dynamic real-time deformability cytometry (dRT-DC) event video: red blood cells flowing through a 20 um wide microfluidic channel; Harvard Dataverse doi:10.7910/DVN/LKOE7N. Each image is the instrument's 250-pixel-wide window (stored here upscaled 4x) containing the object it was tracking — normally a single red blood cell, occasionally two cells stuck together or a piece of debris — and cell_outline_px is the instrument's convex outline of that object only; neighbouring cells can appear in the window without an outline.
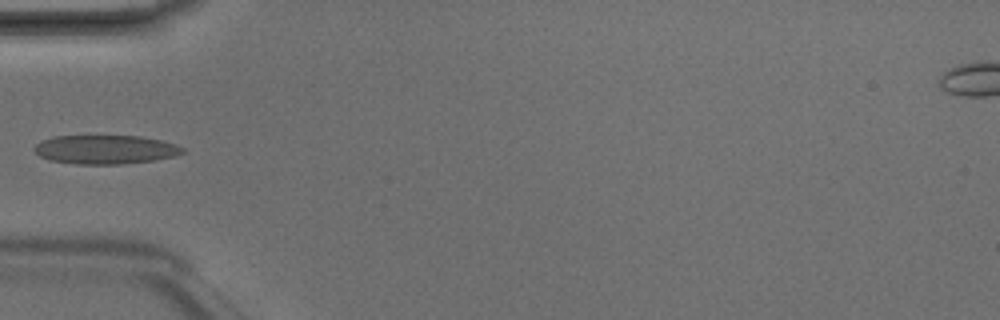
{"species": "Egyptian fruit bat (a non-hibernating species)", "species_latin": "Rousettus aegyptiacus", "temperature_condition": "room temperature", "stored_images_in_passage": 5, "camera_frame_rate_fps": 3000, "um_per_image_px": 0.085, "animal": {"sex": "male"}, "frame": {"image": 1, "passage_image": 4, "time_ms": 1.0, "image_size_px": [1000, 320], "cell_outline_px": [[184, 152], [172, 156], [152, 160], [120, 164], [76, 164], [48, 160], [40, 156], [32, 148], [40, 140], [52, 136], [140, 136], [160, 140], [184, 148]], "centroid_in_image_um": [8.87, 12.7], "position_along_channel_um": 76.1, "area_um2": 24.8}}